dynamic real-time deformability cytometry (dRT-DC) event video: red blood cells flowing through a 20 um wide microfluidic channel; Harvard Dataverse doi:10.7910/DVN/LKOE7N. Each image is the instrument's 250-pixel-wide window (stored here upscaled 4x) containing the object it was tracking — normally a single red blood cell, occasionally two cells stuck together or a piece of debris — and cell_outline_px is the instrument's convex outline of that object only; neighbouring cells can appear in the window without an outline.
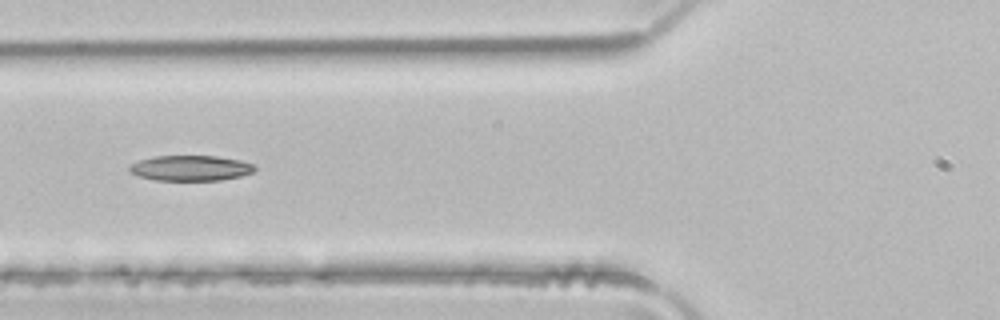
{"species": "common noctule bat (a hibernating species)", "species_latin": "Nyctalus noctula", "temperature_condition": "room temperature", "stored_images_in_passage": 4, "camera_frame_rate_fps": 3000, "um_per_image_px": 0.085, "animal": {"sex": "male", "body_mass_g": 21.5, "forearm_length_mm": 52.0}, "frame": {"image": 1, "passage_image": 4, "time_ms": 1.0, "image_size_px": [1000, 320], "cell_outline_px": [[256, 168], [252, 172], [240, 176], [220, 180], [156, 180], [140, 176], [132, 172], [128, 168], [132, 164], [140, 160], [152, 156], [216, 156], [240, 160], [256, 164]], "centroid_in_image_um": [16.24, 14.28], "position_along_channel_um": 109.6, "area_um2": 18.38}}